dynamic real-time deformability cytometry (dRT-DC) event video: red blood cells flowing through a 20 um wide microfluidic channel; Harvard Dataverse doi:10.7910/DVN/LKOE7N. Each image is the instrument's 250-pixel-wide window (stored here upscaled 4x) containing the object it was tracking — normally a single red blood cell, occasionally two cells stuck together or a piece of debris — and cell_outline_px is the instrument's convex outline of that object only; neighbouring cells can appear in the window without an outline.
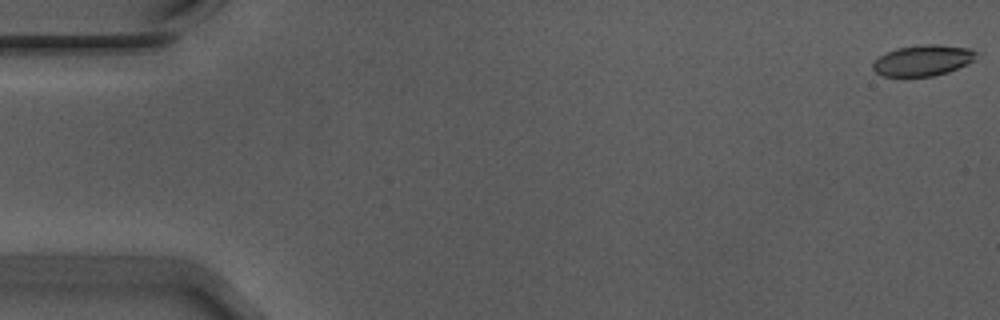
{"species": "Egyptian fruit bat (a non-hibernating species)", "species_latin": "Rousettus aegyptiacus", "temperature_condition": "warm", "stored_images_in_passage": 56, "camera_frame_rate_fps": 3000, "um_per_image_px": 0.085, "animal": {"sex": "male"}, "frame": {"image": 1, "passage_image": 1, "time_ms": 0.0, "image_size_px": [1000, 320], "cell_outline_px": [[980, 52], [972, 60], [948, 72], [932, 76], [884, 76], [876, 72], [872, 68], [872, 64], [880, 56], [896, 48], [924, 44], [940, 44], [972, 48]], "centroid_in_image_um": [78.47, 5.11], "position_along_channel_um": 6.5, "area_um2": 18.5}}
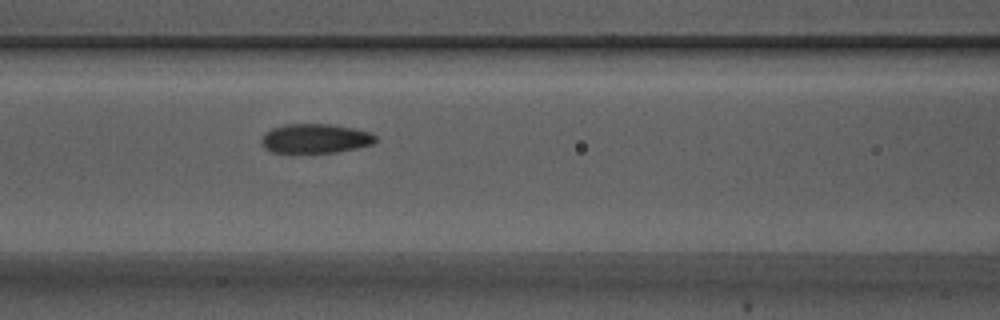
{"frame": {"image": 2, "passage_image": 24, "time_ms": 7.667, "image_size_px": [1000, 320], "cell_outline_px": [[380, 140], [372, 144], [356, 148], [336, 152], [272, 152], [264, 148], [260, 144], [260, 140], [264, 132], [272, 128], [284, 124], [328, 124], [352, 128], [372, 132]], "centroid_in_image_um": [26.79, 11.77], "position_along_channel_um": 139.8, "area_um2": 19.65}}
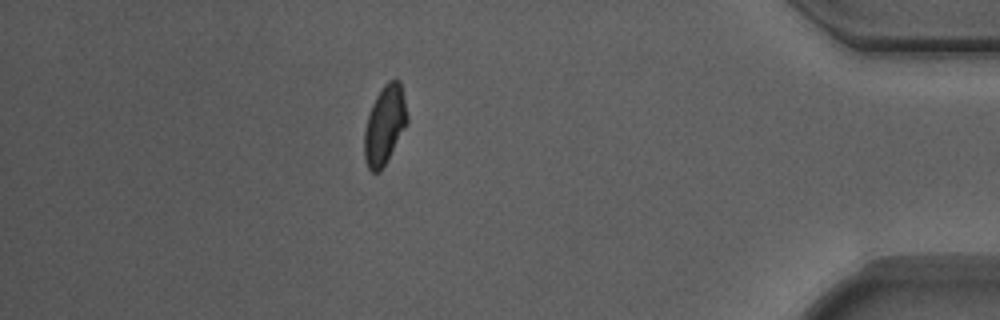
{"frame": {"image": 3, "passage_image": 49, "time_ms": 16.0, "image_size_px": [1000, 320], "cell_outline_px": [[408, 124], [380, 172], [372, 172], [368, 168], [364, 156], [364, 132], [368, 116], [372, 104], [376, 96], [384, 84], [388, 80], [400, 80], [404, 96], [408, 116]], "centroid_in_image_um": [32.71, 10.61], "position_along_channel_um": 402.5, "area_um2": 19.71}, "authors_computed_cell_mechanics": {"area_um2": 19.652, "velocity_mm_per_s": 3.7163, "shape_relaxation_time_tau1_ms": 5.3301, "shape_relaxation_time_tau2_ms": 1.3603, "deformation_change_tau1": 0.1478, "deformation_change_tau2": 0.0721}}